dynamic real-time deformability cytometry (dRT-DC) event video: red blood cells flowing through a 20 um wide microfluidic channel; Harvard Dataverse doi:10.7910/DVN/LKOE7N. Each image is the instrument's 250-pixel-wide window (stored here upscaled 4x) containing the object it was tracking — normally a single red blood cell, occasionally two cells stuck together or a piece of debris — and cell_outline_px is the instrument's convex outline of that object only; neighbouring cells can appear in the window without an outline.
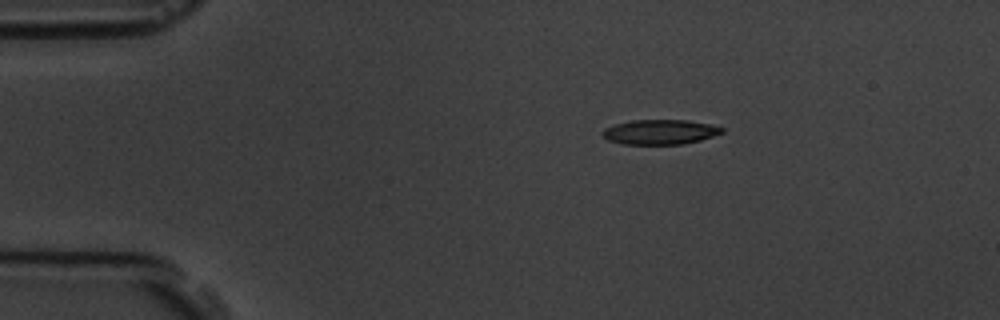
{"species": "common noctule bat (a hibernating species)", "species_latin": "Nyctalus noctula", "temperature_condition": "room temperature", "stored_images_in_passage": 4, "camera_frame_rate_fps": 3000, "um_per_image_px": 0.085, "animal": {"sex": "male", "body_mass_g": 19.5, "forearm_length_mm": 54.6}, "frame": {"image": 1, "passage_image": 1, "time_ms": 0.0, "image_size_px": [1000, 320], "cell_outline_px": [[724, 132], [700, 140], [684, 144], [624, 144], [608, 140], [600, 132], [604, 128], [616, 124], [632, 120], [688, 120], [708, 124], [724, 128]], "centroid_in_image_um": [56.09, 11.22], "position_along_channel_um": 28.9, "area_um2": 17.17}}
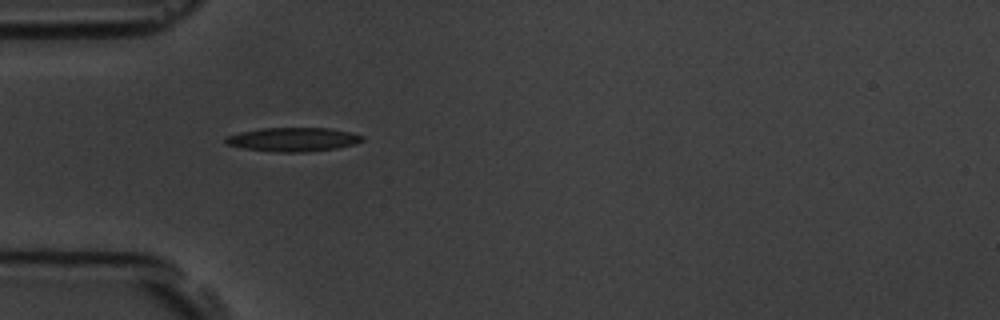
{"frame": {"image": 2, "passage_image": 3, "time_ms": 2.333, "image_size_px": [1000, 320], "cell_outline_px": [[364, 140], [356, 144], [336, 148], [304, 152], [276, 152], [244, 148], [228, 144], [224, 140], [228, 136], [240, 132], [260, 128], [328, 128], [348, 132], [364, 136]], "centroid_in_image_um": [24.93, 11.85], "position_along_channel_um": 60.1, "area_um2": 18.84}}
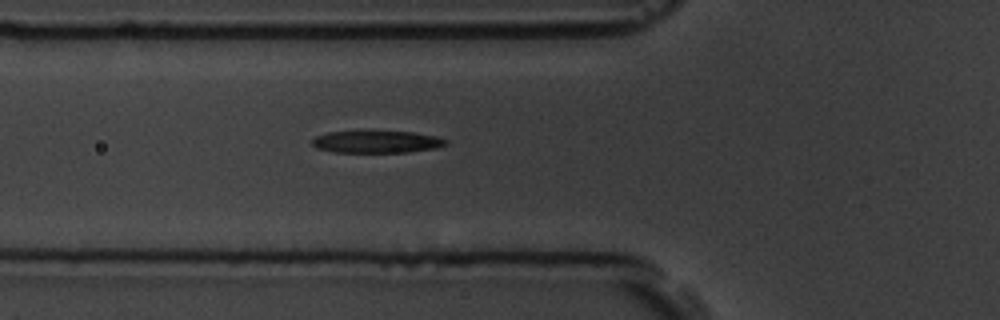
{"frame": {"image": 3, "passage_image": 4, "time_ms": 3.333, "image_size_px": [1000, 320], "cell_outline_px": [[448, 144], [436, 148], [408, 152], [332, 152], [316, 148], [312, 144], [312, 140], [316, 136], [328, 132], [372, 128], [412, 132], [436, 136], [448, 140]], "centroid_in_image_um": [32.0, 12.0], "position_along_channel_um": 93.8, "area_um2": 18.32}}